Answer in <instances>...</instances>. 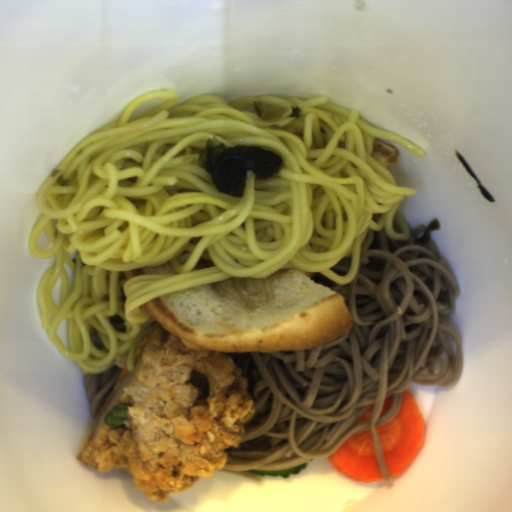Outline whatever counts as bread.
<instances>
[{
	"label": "bread",
	"instance_id": "cb027b5d",
	"mask_svg": "<svg viewBox=\"0 0 512 512\" xmlns=\"http://www.w3.org/2000/svg\"><path fill=\"white\" fill-rule=\"evenodd\" d=\"M370 155L385 169L400 158L399 149L377 138L373 141V149Z\"/></svg>",
	"mask_w": 512,
	"mask_h": 512
},
{
	"label": "bread",
	"instance_id": "8d2b1439",
	"mask_svg": "<svg viewBox=\"0 0 512 512\" xmlns=\"http://www.w3.org/2000/svg\"><path fill=\"white\" fill-rule=\"evenodd\" d=\"M315 271L281 268L266 278L232 277L141 304L186 346L226 353L309 350L354 326L344 296Z\"/></svg>",
	"mask_w": 512,
	"mask_h": 512
}]
</instances>
